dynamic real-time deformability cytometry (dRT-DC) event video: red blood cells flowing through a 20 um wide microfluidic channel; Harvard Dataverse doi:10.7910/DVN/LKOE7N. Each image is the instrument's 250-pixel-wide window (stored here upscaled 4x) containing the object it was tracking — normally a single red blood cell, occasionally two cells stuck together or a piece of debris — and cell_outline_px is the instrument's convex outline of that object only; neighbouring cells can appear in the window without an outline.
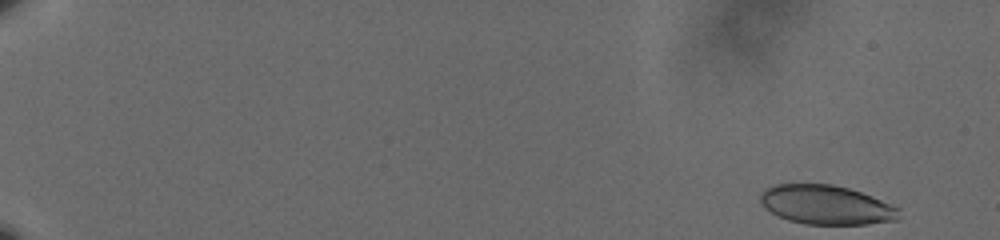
{"species": "human", "species_latin": "Homo sapiens", "temperature_condition": "cold", "stored_images_in_passage": 57, "camera_frame_rate_fps": 3000, "um_per_image_px": 0.085, "donor": {"sex": "male"}, "frame": {"image": 1, "passage_image": 1, "time_ms": 0.0, "image_size_px": [1000, 240], "cell_outline_px": [[900, 220], [868, 224], [804, 224], [788, 220], [764, 208], [760, 200], [760, 196], [764, 188], [776, 184], [832, 184], [848, 188], [872, 196], [900, 208]], "centroid_in_image_um": [70.25, 17.42], "position_along_channel_um": 14.7, "area_um2": 31.79}}
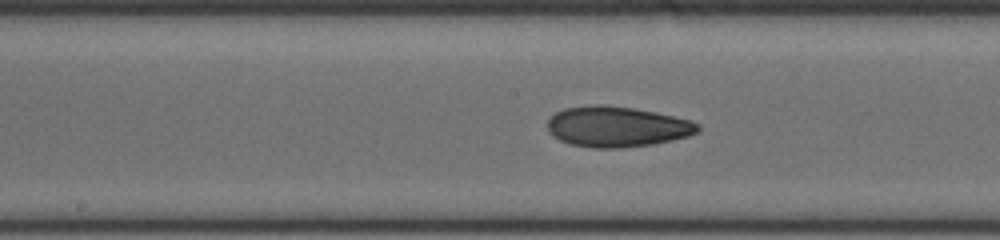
{"frame": {"image": 2, "passage_image": 32, "time_ms": 10.333, "image_size_px": [1000, 240], "cell_outline_px": [[700, 132], [688, 136], [672, 140], [652, 144], [620, 148], [596, 148], [572, 144], [560, 140], [552, 136], [548, 132], [548, 120], [556, 112], [564, 108], [592, 104], [600, 104], [632, 108], [656, 112], [692, 120], [700, 124]], "centroid_in_image_um": [52.46, 10.76], "position_along_channel_um": 195.7, "area_um2": 35.66}}
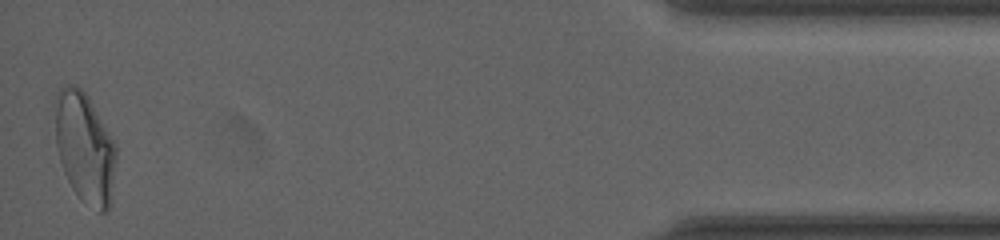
{"frame": {"image": 3, "passage_image": 57, "time_ms": 18.667, "image_size_px": [1000, 240], "cell_outline_px": [[116, 160], [112, 204], [108, 212], [100, 212], [80, 200], [72, 188], [64, 172], [60, 160], [56, 144], [56, 92], [60, 88], [68, 84], [76, 84], [88, 96], [116, 144]], "centroid_in_image_um": [7.24, 12.6], "position_along_channel_um": 428.0, "area_um2": 39.59}, "authors_computed_cell_mechanics": {"area_um2": 34.391, "velocity_mm_per_s": 3.5965, "shape_relaxation_time_tau1_ms": null, "shape_relaxation_time_tau2_ms": 3.2735, "deformation_change_tau1": null, "deformation_change_tau2": 0.0968}}